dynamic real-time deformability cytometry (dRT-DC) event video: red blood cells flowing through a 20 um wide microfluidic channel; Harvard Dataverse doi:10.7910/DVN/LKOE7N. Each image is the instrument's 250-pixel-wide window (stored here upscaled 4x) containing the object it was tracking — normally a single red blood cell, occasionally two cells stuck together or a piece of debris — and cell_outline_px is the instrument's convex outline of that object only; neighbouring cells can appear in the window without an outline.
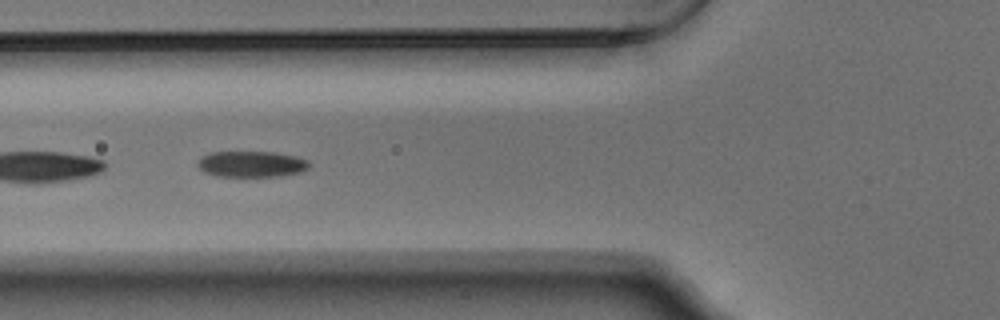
{"species": "Egyptian fruit bat (a non-hibernating species)", "species_latin": "Rousettus aegyptiacus", "temperature_condition": "warm", "stored_images_in_passage": 25, "segment_of_instrument_passage": [2, 2], "camera_frame_rate_fps": 3000, "um_per_image_px": 0.085, "animal": {"sex": "male"}, "frame": {"image": 1, "passage_image": 21, "time_ms": 6.667, "image_size_px": [1000, 320], "cell_outline_px": [[312, 164], [308, 168], [300, 172], [276, 176], [216, 176], [204, 172], [196, 164], [200, 156], [208, 152], [276, 152], [296, 156], [308, 160]], "centroid_in_image_um": [21.36, 13.93], "position_along_channel_um": 104.4, "area_um2": 17.05}}